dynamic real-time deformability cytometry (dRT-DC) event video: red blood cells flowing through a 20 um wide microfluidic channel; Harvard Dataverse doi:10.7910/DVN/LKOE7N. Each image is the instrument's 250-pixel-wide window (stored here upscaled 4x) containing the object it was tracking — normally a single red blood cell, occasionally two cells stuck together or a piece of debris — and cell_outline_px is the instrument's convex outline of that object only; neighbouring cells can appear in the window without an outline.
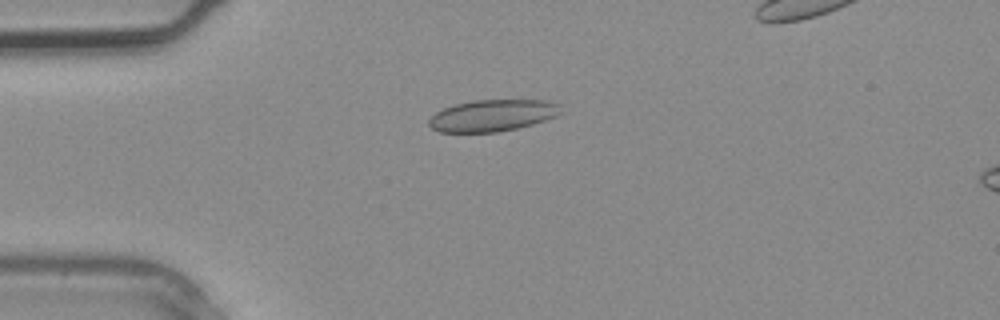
{"species": "common noctule bat (a hibernating species)", "species_latin": "Nyctalus noctula", "temperature_condition": "warm", "stored_images_in_passage": 3, "camera_frame_rate_fps": 3000, "um_per_image_px": 0.085, "animal": {"sex": "male", "body_mass_g": 20.4}, "frame": {"image": 1, "passage_image": 2, "time_ms": 0.333, "image_size_px": [1000, 320], "cell_outline_px": [[564, 112], [556, 116], [532, 124], [516, 128], [496, 132], [440, 132], [432, 128], [428, 124], [428, 120], [436, 112], [444, 108], [456, 104], [472, 100], [548, 100], [560, 104]], "centroid_in_image_um": [41.89, 9.8], "position_along_channel_um": 43.1, "area_um2": 24.39}}